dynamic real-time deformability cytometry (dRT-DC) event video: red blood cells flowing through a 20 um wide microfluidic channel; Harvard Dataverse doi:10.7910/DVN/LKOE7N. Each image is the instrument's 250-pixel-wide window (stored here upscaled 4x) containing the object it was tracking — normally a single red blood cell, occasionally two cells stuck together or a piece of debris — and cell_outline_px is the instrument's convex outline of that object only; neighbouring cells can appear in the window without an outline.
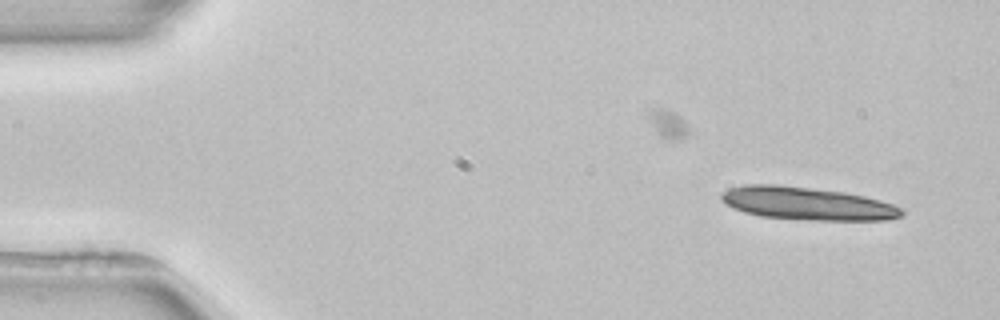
{"species": "common noctule bat (a hibernating species)", "species_latin": "Nyctalus noctula", "temperature_condition": "room temperature", "stored_images_in_passage": 4, "camera_frame_rate_fps": 3000, "um_per_image_px": 0.085, "animal": {"sex": "female", "body_mass_g": 22.7, "forearm_length_mm": 54.2}, "frame": {"image": 1, "passage_image": 4, "time_ms": 5.0, "image_size_px": [1000, 320], "cell_outline_px": [[904, 216], [888, 220], [808, 220], [760, 216], [744, 212], [728, 204], [720, 196], [720, 192], [728, 188], [744, 184], [776, 184], [844, 192], [864, 196], [880, 200], [904, 208]], "centroid_in_image_um": [68.64, 17.3], "position_along_channel_um": 16.4, "area_um2": 34.62}}